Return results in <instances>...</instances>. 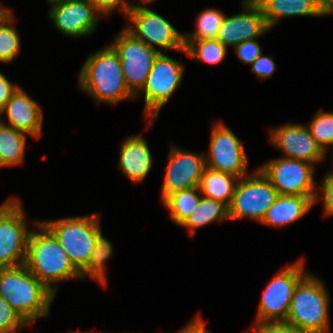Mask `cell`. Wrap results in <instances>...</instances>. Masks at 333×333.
Wrapping results in <instances>:
<instances>
[{"mask_svg": "<svg viewBox=\"0 0 333 333\" xmlns=\"http://www.w3.org/2000/svg\"><path fill=\"white\" fill-rule=\"evenodd\" d=\"M72 333H82V332H80L79 330H77L76 332H72ZM89 333V332H88Z\"/></svg>", "mask_w": 333, "mask_h": 333, "instance_id": "44", "label": "cell"}, {"mask_svg": "<svg viewBox=\"0 0 333 333\" xmlns=\"http://www.w3.org/2000/svg\"><path fill=\"white\" fill-rule=\"evenodd\" d=\"M322 200L325 215H333V173L330 171L322 181Z\"/></svg>", "mask_w": 333, "mask_h": 333, "instance_id": "36", "label": "cell"}, {"mask_svg": "<svg viewBox=\"0 0 333 333\" xmlns=\"http://www.w3.org/2000/svg\"><path fill=\"white\" fill-rule=\"evenodd\" d=\"M251 65L252 73H255L257 78H260L261 80L272 77L274 71L276 70V64L273 57H268L262 53Z\"/></svg>", "mask_w": 333, "mask_h": 333, "instance_id": "34", "label": "cell"}, {"mask_svg": "<svg viewBox=\"0 0 333 333\" xmlns=\"http://www.w3.org/2000/svg\"><path fill=\"white\" fill-rule=\"evenodd\" d=\"M23 318L0 296V333H17L27 327Z\"/></svg>", "mask_w": 333, "mask_h": 333, "instance_id": "31", "label": "cell"}, {"mask_svg": "<svg viewBox=\"0 0 333 333\" xmlns=\"http://www.w3.org/2000/svg\"><path fill=\"white\" fill-rule=\"evenodd\" d=\"M269 140L285 154L283 157L315 164L326 154L318 146L307 126L287 123L271 130Z\"/></svg>", "mask_w": 333, "mask_h": 333, "instance_id": "16", "label": "cell"}, {"mask_svg": "<svg viewBox=\"0 0 333 333\" xmlns=\"http://www.w3.org/2000/svg\"><path fill=\"white\" fill-rule=\"evenodd\" d=\"M276 188L278 195L316 196L319 200L314 181V165L297 159L279 157L258 168Z\"/></svg>", "mask_w": 333, "mask_h": 333, "instance_id": "9", "label": "cell"}, {"mask_svg": "<svg viewBox=\"0 0 333 333\" xmlns=\"http://www.w3.org/2000/svg\"><path fill=\"white\" fill-rule=\"evenodd\" d=\"M184 54L207 64H218L227 55V48L217 39L184 40Z\"/></svg>", "mask_w": 333, "mask_h": 333, "instance_id": "27", "label": "cell"}, {"mask_svg": "<svg viewBox=\"0 0 333 333\" xmlns=\"http://www.w3.org/2000/svg\"><path fill=\"white\" fill-rule=\"evenodd\" d=\"M40 105L19 86L0 110L6 114L8 122L1 118V122L18 131L39 138L42 132L43 113Z\"/></svg>", "mask_w": 333, "mask_h": 333, "instance_id": "18", "label": "cell"}, {"mask_svg": "<svg viewBox=\"0 0 333 333\" xmlns=\"http://www.w3.org/2000/svg\"><path fill=\"white\" fill-rule=\"evenodd\" d=\"M48 3L52 6L54 4H58V3H61V2H65V1H68V0H47Z\"/></svg>", "mask_w": 333, "mask_h": 333, "instance_id": "40", "label": "cell"}, {"mask_svg": "<svg viewBox=\"0 0 333 333\" xmlns=\"http://www.w3.org/2000/svg\"><path fill=\"white\" fill-rule=\"evenodd\" d=\"M112 243L104 238L102 231L97 235L88 266L81 272L82 279L90 277L101 286L106 285L105 262L113 255Z\"/></svg>", "mask_w": 333, "mask_h": 333, "instance_id": "26", "label": "cell"}, {"mask_svg": "<svg viewBox=\"0 0 333 333\" xmlns=\"http://www.w3.org/2000/svg\"><path fill=\"white\" fill-rule=\"evenodd\" d=\"M142 4H148L154 0H139Z\"/></svg>", "mask_w": 333, "mask_h": 333, "instance_id": "42", "label": "cell"}, {"mask_svg": "<svg viewBox=\"0 0 333 333\" xmlns=\"http://www.w3.org/2000/svg\"><path fill=\"white\" fill-rule=\"evenodd\" d=\"M225 16L220 10L205 9L197 17L196 31L183 34L184 40L216 39Z\"/></svg>", "mask_w": 333, "mask_h": 333, "instance_id": "29", "label": "cell"}, {"mask_svg": "<svg viewBox=\"0 0 333 333\" xmlns=\"http://www.w3.org/2000/svg\"><path fill=\"white\" fill-rule=\"evenodd\" d=\"M90 3L96 8L100 15H108L115 10H121L127 15V12L133 5L126 0H89Z\"/></svg>", "mask_w": 333, "mask_h": 333, "instance_id": "33", "label": "cell"}, {"mask_svg": "<svg viewBox=\"0 0 333 333\" xmlns=\"http://www.w3.org/2000/svg\"><path fill=\"white\" fill-rule=\"evenodd\" d=\"M206 167L243 178L247 175L248 159L243 141L223 123H215L212 129Z\"/></svg>", "mask_w": 333, "mask_h": 333, "instance_id": "13", "label": "cell"}, {"mask_svg": "<svg viewBox=\"0 0 333 333\" xmlns=\"http://www.w3.org/2000/svg\"><path fill=\"white\" fill-rule=\"evenodd\" d=\"M244 12L225 16L219 29L217 40L226 48L235 47L242 41L259 38L270 30L263 16V11L256 1H243Z\"/></svg>", "mask_w": 333, "mask_h": 333, "instance_id": "17", "label": "cell"}, {"mask_svg": "<svg viewBox=\"0 0 333 333\" xmlns=\"http://www.w3.org/2000/svg\"><path fill=\"white\" fill-rule=\"evenodd\" d=\"M184 68L180 61L165 55L163 52L155 58L146 83L141 90L144 92V115L149 120L150 124L148 125H151L160 109L164 107L179 87Z\"/></svg>", "mask_w": 333, "mask_h": 333, "instance_id": "10", "label": "cell"}, {"mask_svg": "<svg viewBox=\"0 0 333 333\" xmlns=\"http://www.w3.org/2000/svg\"><path fill=\"white\" fill-rule=\"evenodd\" d=\"M19 199L10 198L0 205V269L24 264L32 229L26 225Z\"/></svg>", "mask_w": 333, "mask_h": 333, "instance_id": "6", "label": "cell"}, {"mask_svg": "<svg viewBox=\"0 0 333 333\" xmlns=\"http://www.w3.org/2000/svg\"><path fill=\"white\" fill-rule=\"evenodd\" d=\"M9 10V8H6L4 6L0 5V18Z\"/></svg>", "mask_w": 333, "mask_h": 333, "instance_id": "41", "label": "cell"}, {"mask_svg": "<svg viewBox=\"0 0 333 333\" xmlns=\"http://www.w3.org/2000/svg\"><path fill=\"white\" fill-rule=\"evenodd\" d=\"M257 39L242 41L234 47L235 53L243 63L251 65L262 53Z\"/></svg>", "mask_w": 333, "mask_h": 333, "instance_id": "32", "label": "cell"}, {"mask_svg": "<svg viewBox=\"0 0 333 333\" xmlns=\"http://www.w3.org/2000/svg\"><path fill=\"white\" fill-rule=\"evenodd\" d=\"M329 15L333 14V7L328 11Z\"/></svg>", "mask_w": 333, "mask_h": 333, "instance_id": "43", "label": "cell"}, {"mask_svg": "<svg viewBox=\"0 0 333 333\" xmlns=\"http://www.w3.org/2000/svg\"><path fill=\"white\" fill-rule=\"evenodd\" d=\"M329 11L333 7V0H318Z\"/></svg>", "mask_w": 333, "mask_h": 333, "instance_id": "39", "label": "cell"}, {"mask_svg": "<svg viewBox=\"0 0 333 333\" xmlns=\"http://www.w3.org/2000/svg\"><path fill=\"white\" fill-rule=\"evenodd\" d=\"M27 136V133L0 124V167L23 163Z\"/></svg>", "mask_w": 333, "mask_h": 333, "instance_id": "23", "label": "cell"}, {"mask_svg": "<svg viewBox=\"0 0 333 333\" xmlns=\"http://www.w3.org/2000/svg\"><path fill=\"white\" fill-rule=\"evenodd\" d=\"M18 87V85L12 84L0 72V110L5 106L7 101L11 98L12 94L17 90Z\"/></svg>", "mask_w": 333, "mask_h": 333, "instance_id": "37", "label": "cell"}, {"mask_svg": "<svg viewBox=\"0 0 333 333\" xmlns=\"http://www.w3.org/2000/svg\"><path fill=\"white\" fill-rule=\"evenodd\" d=\"M277 196L276 188L258 169L238 180L228 207L229 220L249 217L261 222Z\"/></svg>", "mask_w": 333, "mask_h": 333, "instance_id": "7", "label": "cell"}, {"mask_svg": "<svg viewBox=\"0 0 333 333\" xmlns=\"http://www.w3.org/2000/svg\"><path fill=\"white\" fill-rule=\"evenodd\" d=\"M254 333H306L291 327L285 322L255 323Z\"/></svg>", "mask_w": 333, "mask_h": 333, "instance_id": "35", "label": "cell"}, {"mask_svg": "<svg viewBox=\"0 0 333 333\" xmlns=\"http://www.w3.org/2000/svg\"><path fill=\"white\" fill-rule=\"evenodd\" d=\"M205 167L204 154L171 147L161 189V200L175 191L198 187Z\"/></svg>", "mask_w": 333, "mask_h": 333, "instance_id": "14", "label": "cell"}, {"mask_svg": "<svg viewBox=\"0 0 333 333\" xmlns=\"http://www.w3.org/2000/svg\"><path fill=\"white\" fill-rule=\"evenodd\" d=\"M78 78L80 89L90 94L97 103L113 105L135 98L126 86L120 57L110 44L89 55Z\"/></svg>", "mask_w": 333, "mask_h": 333, "instance_id": "1", "label": "cell"}, {"mask_svg": "<svg viewBox=\"0 0 333 333\" xmlns=\"http://www.w3.org/2000/svg\"><path fill=\"white\" fill-rule=\"evenodd\" d=\"M304 261L287 265L267 284L258 306L255 323L285 322L298 282L307 274Z\"/></svg>", "mask_w": 333, "mask_h": 333, "instance_id": "8", "label": "cell"}, {"mask_svg": "<svg viewBox=\"0 0 333 333\" xmlns=\"http://www.w3.org/2000/svg\"><path fill=\"white\" fill-rule=\"evenodd\" d=\"M0 296L29 325L49 315L55 294L23 264L0 269Z\"/></svg>", "mask_w": 333, "mask_h": 333, "instance_id": "3", "label": "cell"}, {"mask_svg": "<svg viewBox=\"0 0 333 333\" xmlns=\"http://www.w3.org/2000/svg\"><path fill=\"white\" fill-rule=\"evenodd\" d=\"M271 29L283 17L325 16L328 11L318 0H256Z\"/></svg>", "mask_w": 333, "mask_h": 333, "instance_id": "21", "label": "cell"}, {"mask_svg": "<svg viewBox=\"0 0 333 333\" xmlns=\"http://www.w3.org/2000/svg\"><path fill=\"white\" fill-rule=\"evenodd\" d=\"M13 24L12 10L0 18V62L9 63L19 55L20 37Z\"/></svg>", "mask_w": 333, "mask_h": 333, "instance_id": "28", "label": "cell"}, {"mask_svg": "<svg viewBox=\"0 0 333 333\" xmlns=\"http://www.w3.org/2000/svg\"><path fill=\"white\" fill-rule=\"evenodd\" d=\"M118 53L128 90L139 97L155 58L160 53L136 38L125 27L110 44Z\"/></svg>", "mask_w": 333, "mask_h": 333, "instance_id": "12", "label": "cell"}, {"mask_svg": "<svg viewBox=\"0 0 333 333\" xmlns=\"http://www.w3.org/2000/svg\"><path fill=\"white\" fill-rule=\"evenodd\" d=\"M126 17L130 20L131 25L125 28L149 47L160 53H162V49L186 52L184 35L156 12L142 5L133 4Z\"/></svg>", "mask_w": 333, "mask_h": 333, "instance_id": "11", "label": "cell"}, {"mask_svg": "<svg viewBox=\"0 0 333 333\" xmlns=\"http://www.w3.org/2000/svg\"><path fill=\"white\" fill-rule=\"evenodd\" d=\"M179 333H211L206 329L204 322L198 315L191 320Z\"/></svg>", "mask_w": 333, "mask_h": 333, "instance_id": "38", "label": "cell"}, {"mask_svg": "<svg viewBox=\"0 0 333 333\" xmlns=\"http://www.w3.org/2000/svg\"><path fill=\"white\" fill-rule=\"evenodd\" d=\"M226 219L228 220L229 217L228 207L225 204L202 196L198 206L180 226L187 228L190 235H193L197 228Z\"/></svg>", "mask_w": 333, "mask_h": 333, "instance_id": "24", "label": "cell"}, {"mask_svg": "<svg viewBox=\"0 0 333 333\" xmlns=\"http://www.w3.org/2000/svg\"><path fill=\"white\" fill-rule=\"evenodd\" d=\"M34 224L41 231H31L24 265L56 294L57 288L53 284L64 280L82 279L81 273L74 267L53 234L40 221Z\"/></svg>", "mask_w": 333, "mask_h": 333, "instance_id": "2", "label": "cell"}, {"mask_svg": "<svg viewBox=\"0 0 333 333\" xmlns=\"http://www.w3.org/2000/svg\"><path fill=\"white\" fill-rule=\"evenodd\" d=\"M40 223L53 234L81 273L88 266L95 240L101 232L100 215L67 217Z\"/></svg>", "mask_w": 333, "mask_h": 333, "instance_id": "5", "label": "cell"}, {"mask_svg": "<svg viewBox=\"0 0 333 333\" xmlns=\"http://www.w3.org/2000/svg\"><path fill=\"white\" fill-rule=\"evenodd\" d=\"M97 13V15H96ZM99 12L89 0H68L51 6L49 17L65 36H90L97 27Z\"/></svg>", "mask_w": 333, "mask_h": 333, "instance_id": "15", "label": "cell"}, {"mask_svg": "<svg viewBox=\"0 0 333 333\" xmlns=\"http://www.w3.org/2000/svg\"><path fill=\"white\" fill-rule=\"evenodd\" d=\"M316 196L278 195L260 223L284 227L305 216L314 205Z\"/></svg>", "mask_w": 333, "mask_h": 333, "instance_id": "20", "label": "cell"}, {"mask_svg": "<svg viewBox=\"0 0 333 333\" xmlns=\"http://www.w3.org/2000/svg\"><path fill=\"white\" fill-rule=\"evenodd\" d=\"M328 306L323 281L307 273L295 287L285 323L306 333H329Z\"/></svg>", "mask_w": 333, "mask_h": 333, "instance_id": "4", "label": "cell"}, {"mask_svg": "<svg viewBox=\"0 0 333 333\" xmlns=\"http://www.w3.org/2000/svg\"><path fill=\"white\" fill-rule=\"evenodd\" d=\"M307 127L318 146L326 154L328 146L333 145V112L319 109Z\"/></svg>", "mask_w": 333, "mask_h": 333, "instance_id": "30", "label": "cell"}, {"mask_svg": "<svg viewBox=\"0 0 333 333\" xmlns=\"http://www.w3.org/2000/svg\"><path fill=\"white\" fill-rule=\"evenodd\" d=\"M118 168L132 182H142L152 167V155L147 141L140 135L127 138L120 148Z\"/></svg>", "mask_w": 333, "mask_h": 333, "instance_id": "19", "label": "cell"}, {"mask_svg": "<svg viewBox=\"0 0 333 333\" xmlns=\"http://www.w3.org/2000/svg\"><path fill=\"white\" fill-rule=\"evenodd\" d=\"M238 180L234 175L205 167L198 187L202 196L220 201L229 207Z\"/></svg>", "mask_w": 333, "mask_h": 333, "instance_id": "22", "label": "cell"}, {"mask_svg": "<svg viewBox=\"0 0 333 333\" xmlns=\"http://www.w3.org/2000/svg\"><path fill=\"white\" fill-rule=\"evenodd\" d=\"M199 187L175 191L162 202L169 210L172 222L180 226L198 206L201 196Z\"/></svg>", "mask_w": 333, "mask_h": 333, "instance_id": "25", "label": "cell"}]
</instances>
